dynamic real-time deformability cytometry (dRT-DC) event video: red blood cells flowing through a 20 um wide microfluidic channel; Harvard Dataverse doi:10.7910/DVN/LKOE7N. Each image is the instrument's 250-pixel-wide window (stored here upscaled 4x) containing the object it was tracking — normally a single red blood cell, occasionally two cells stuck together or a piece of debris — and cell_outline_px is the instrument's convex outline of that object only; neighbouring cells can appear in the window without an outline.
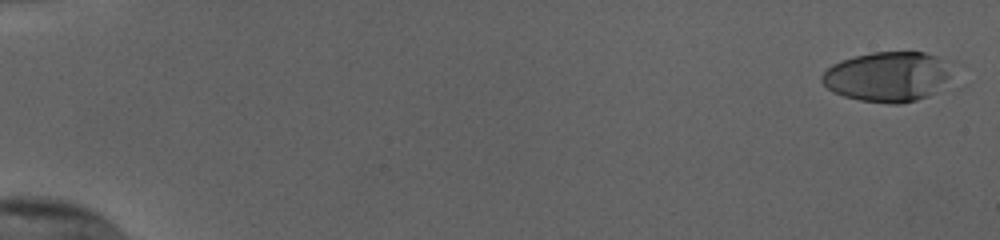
{"species": "human", "species_latin": "Homo sapiens", "temperature_condition": "cold", "stored_images_in_passage": 50, "camera_frame_rate_fps": 3000, "um_per_image_px": 0.085, "donor": {"sex": "female"}, "frame": {"image": 1, "passage_image": 1, "time_ms": 0.0, "image_size_px": [1000, 240], "cell_outline_px": [[956, 64], [948, 76], [936, 92], [928, 96], [916, 100], [900, 104], [888, 104], [860, 100], [844, 96], [832, 92], [820, 80], [820, 76], [832, 64], [840, 60], [872, 52], [924, 52], [956, 60]], "centroid_in_image_um": [75.51, 6.49], "position_along_channel_um": 9.5, "area_um2": 38.55}}
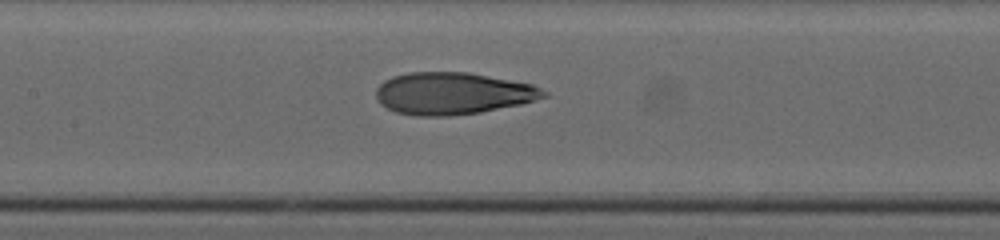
{"frame": {"image": 2, "passage_image": 28, "time_ms": 9.0, "image_size_px": [1000, 240], "cell_outline_px": [[548, 96], [536, 100], [520, 104], [480, 112], [448, 116], [416, 116], [396, 112], [380, 104], [376, 96], [376, 88], [384, 80], [392, 76], [408, 72], [468, 72], [532, 84], [548, 92]], "centroid_in_image_um": [38.47, 7.94], "position_along_channel_um": 168.9, "area_um2": 41.15}}
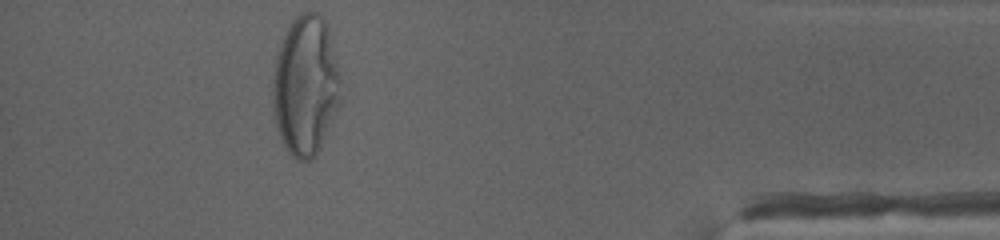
{"frame": {"image": 3, "passage_image": 50, "time_ms": 16.333, "image_size_px": [1000, 240], "cell_outline_px": [[340, 104], [316, 152], [308, 160], [300, 160], [292, 156], [288, 152], [280, 136], [276, 124], [276, 56], [280, 44], [292, 20], [300, 12], [320, 12], [324, 16], [340, 72]], "centroid_in_image_um": [26.03, 7.21], "position_along_channel_um": 409.2, "area_um2": 53.75}, "authors_computed_cell_mechanics": {"area_um2": 40.1999, "velocity_mm_per_s": 3.8292, "shape_relaxation_time_tau1_ms": 6.5513, "shape_relaxation_time_tau2_ms": 1.0953, "deformation_change_tau1": 0.2821, "deformation_change_tau2": 0.0808}}